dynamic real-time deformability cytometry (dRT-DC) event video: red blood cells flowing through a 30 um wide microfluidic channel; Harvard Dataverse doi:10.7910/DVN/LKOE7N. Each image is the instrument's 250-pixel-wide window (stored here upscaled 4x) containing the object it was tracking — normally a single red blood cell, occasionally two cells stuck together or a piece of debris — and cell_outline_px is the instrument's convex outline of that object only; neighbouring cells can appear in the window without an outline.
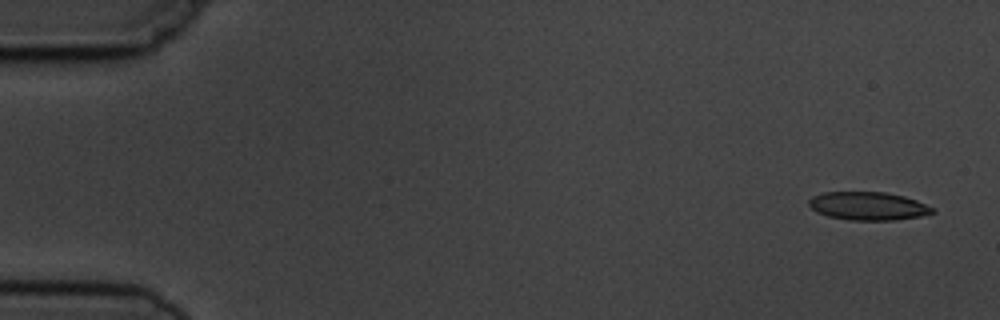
{"species": "common noctule bat (a hibernating species)", "species_latin": "Nyctalus noctula", "temperature_condition": "cold", "stored_images_in_passage": 5, "camera_frame_rate_fps": 3000, "um_per_image_px": 0.085, "animal": {"sex": "male", "body_mass_g": 19.5, "forearm_length_mm": 54.6}, "frame": {"image": 1, "passage_image": 1, "time_ms": 0.0, "image_size_px": [1000, 320], "cell_outline_px": [[936, 212], [920, 216], [896, 220], [848, 220], [828, 216], [816, 212], [808, 204], [808, 200], [812, 196], [824, 192], [884, 192], [904, 196], [916, 200], [936, 208]], "centroid_in_image_um": [73.8, 17.51], "position_along_channel_um": 11.2, "area_um2": 20.46}}
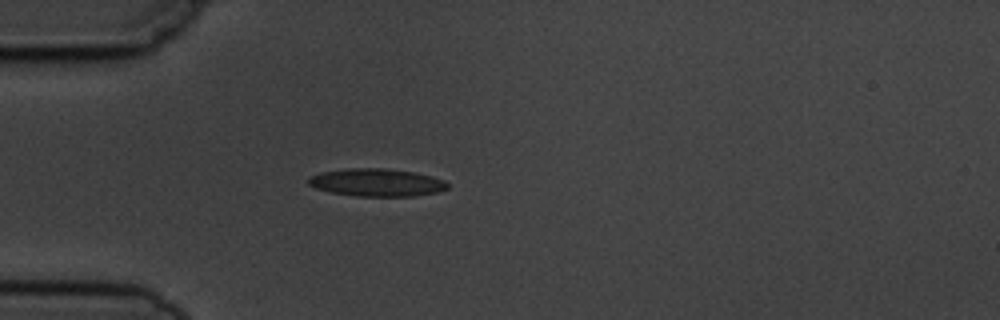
{"frame": {"image": 2, "passage_image": 5, "time_ms": 4.333, "image_size_px": [1000, 320], "cell_outline_px": [[448, 188], [436, 192], [412, 196], [356, 196], [332, 192], [316, 188], [308, 184], [308, 176], [320, 172], [348, 168], [384, 168], [416, 172], [432, 176], [444, 180], [448, 184]], "centroid_in_image_um": [32.0, 15.5], "position_along_channel_um": 53.0, "area_um2": 22.48}}